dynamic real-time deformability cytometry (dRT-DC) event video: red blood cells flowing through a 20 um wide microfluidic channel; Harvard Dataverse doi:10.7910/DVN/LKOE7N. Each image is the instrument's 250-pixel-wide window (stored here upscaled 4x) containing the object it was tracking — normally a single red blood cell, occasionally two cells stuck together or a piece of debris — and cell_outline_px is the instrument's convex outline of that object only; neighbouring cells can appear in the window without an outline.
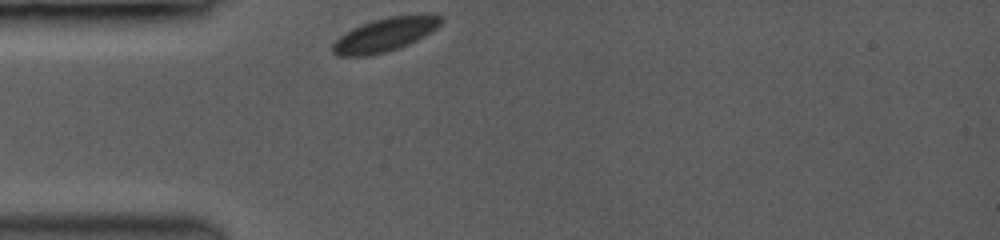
{"species": "common noctule bat (a hibernating species)", "species_latin": "Nyctalus noctula", "temperature_condition": "room temperature", "stored_images_in_passage": 28, "camera_frame_rate_fps": 3500, "um_per_image_px": 0.085, "animal": {"sex": "female", "body_mass_g": 19.0, "forearm_length_mm": 53.3}, "frame": {"image": 1, "passage_image": 1, "time_ms": 0.0, "image_size_px": [1000, 240], "cell_outline_px": [[444, 20], [436, 28], [424, 36], [408, 44], [384, 52], [368, 56], [336, 56], [332, 52], [332, 44], [344, 32], [352, 28], [388, 16], [444, 16]], "centroid_in_image_um": [32.65, 2.98], "position_along_channel_um": 52.3, "area_um2": 20.63}}
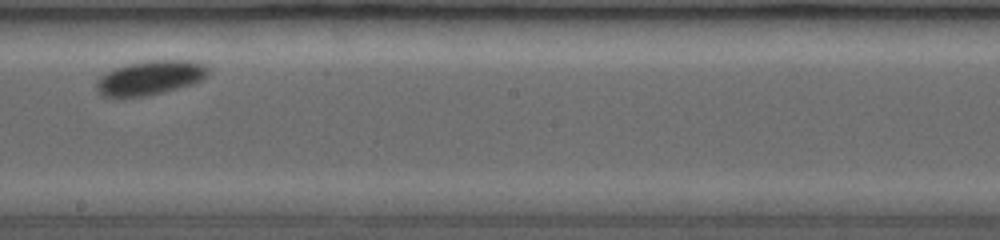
{"frame": {"image": 2, "passage_image": 14, "time_ms": 5.143, "image_size_px": [1000, 240], "cell_outline_px": [[208, 76], [192, 84], [160, 92], [140, 96], [108, 96], [100, 92], [96, 88], [96, 80], [100, 76], [112, 68], [124, 64], [144, 60], [192, 60], [208, 64]], "centroid_in_image_um": [12.78, 6.56], "position_along_channel_um": 235.4, "area_um2": 22.25}}
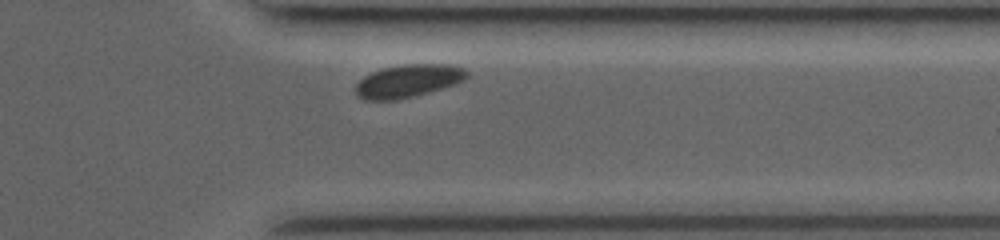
{"frame": {"image": 3, "passage_image": 25, "time_ms": 8.857, "image_size_px": [1000, 240], "cell_outline_px": [[468, 76], [464, 80], [456, 84], [416, 96], [396, 100], [364, 100], [356, 96], [356, 84], [364, 76], [372, 72], [384, 68], [404, 64], [448, 64], [464, 68], [468, 72]], "centroid_in_image_um": [34.7, 6.89], "position_along_channel_um": 376.7, "area_um2": 21.44}}